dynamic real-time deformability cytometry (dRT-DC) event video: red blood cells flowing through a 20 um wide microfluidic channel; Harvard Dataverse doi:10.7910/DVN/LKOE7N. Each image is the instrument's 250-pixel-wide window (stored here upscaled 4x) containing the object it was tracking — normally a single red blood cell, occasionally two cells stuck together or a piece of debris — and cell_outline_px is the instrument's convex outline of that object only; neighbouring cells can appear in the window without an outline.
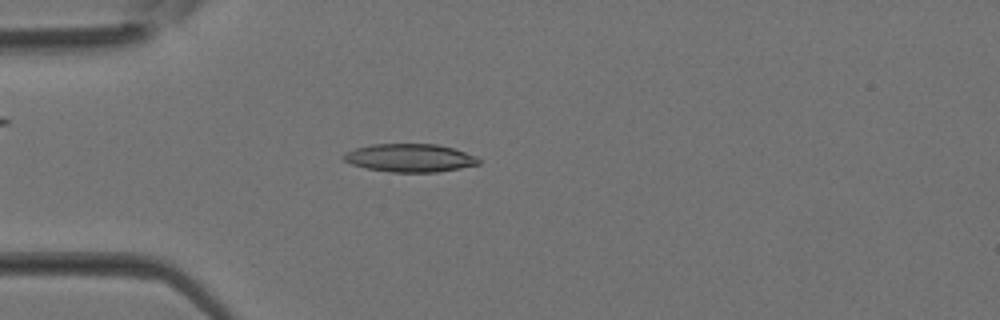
{"species": "Egyptian fruit bat (a non-hibernating species)", "species_latin": "Rousettus aegyptiacus", "temperature_condition": "room temperature", "stored_images_in_passage": 36, "camera_frame_rate_fps": 3000, "um_per_image_px": 0.085, "animal": {"sex": "female"}, "frame": {"image": 1, "passage_image": 10, "time_ms": 3.0, "image_size_px": [1000, 320], "cell_outline_px": [[480, 164], [460, 168], [436, 172], [392, 172], [368, 168], [352, 164], [344, 160], [340, 156], [344, 152], [356, 148], [372, 144], [436, 144], [452, 148], [476, 156], [480, 160]], "centroid_in_image_um": [34.82, 13.42], "position_along_channel_um": 50.2, "area_um2": 22.02}}
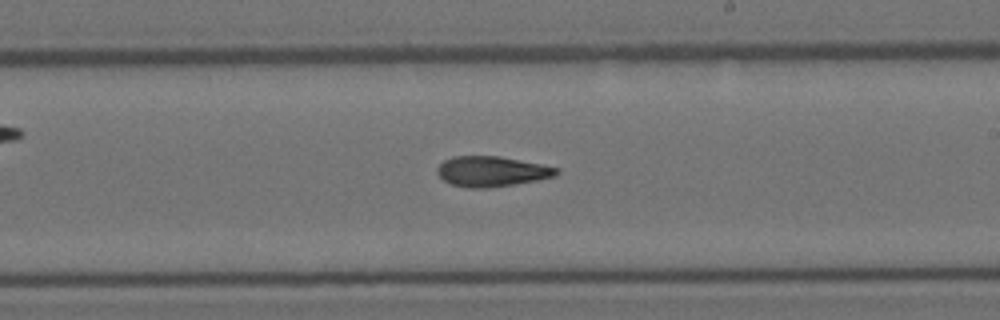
{"frame": {"image": 2, "passage_image": 21, "time_ms": 6.667, "image_size_px": [1000, 320], "cell_outline_px": [[560, 172], [556, 176], [536, 180], [488, 188], [468, 188], [452, 184], [444, 180], [436, 172], [436, 168], [444, 160], [452, 156], [500, 156], [560, 168]], "centroid_in_image_um": [41.79, 14.56], "position_along_channel_um": 247.2, "area_um2": 20.98}}
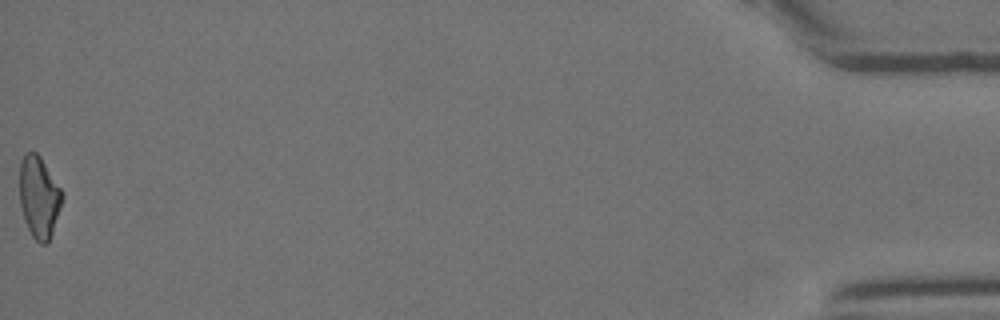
{"frame": {"image": 3, "passage_image": 36, "time_ms": 11.667, "image_size_px": [1000, 320], "cell_outline_px": [[64, 196], [48, 244], [40, 244], [32, 236], [24, 220], [20, 204], [20, 160], [24, 152], [36, 152], [40, 156], [60, 188]], "centroid_in_image_um": [3.3, 16.75], "position_along_channel_um": 431.9, "area_um2": 20.17}}